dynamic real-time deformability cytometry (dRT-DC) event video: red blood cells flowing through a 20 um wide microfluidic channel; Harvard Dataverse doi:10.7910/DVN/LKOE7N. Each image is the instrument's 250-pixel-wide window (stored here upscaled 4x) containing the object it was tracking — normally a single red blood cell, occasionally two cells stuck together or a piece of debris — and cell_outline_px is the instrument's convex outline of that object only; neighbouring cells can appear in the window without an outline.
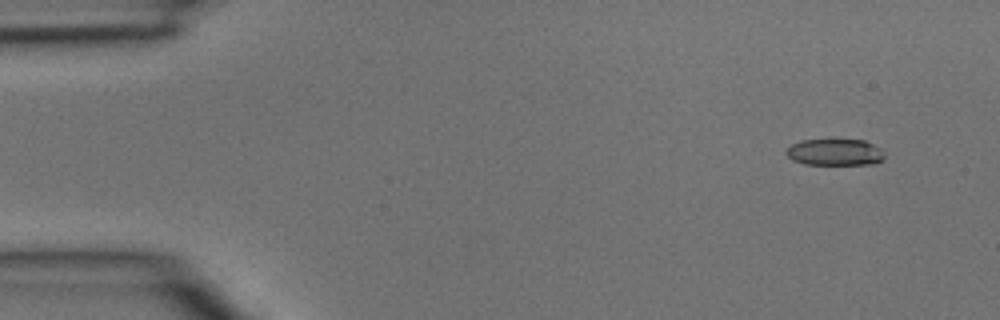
{"species": "common noctule bat (a hibernating species)", "species_latin": "Nyctalus noctula", "temperature_condition": "room temperature", "stored_images_in_passage": 5, "camera_frame_rate_fps": 3000, "um_per_image_px": 0.085, "animal": {"sex": "male", "body_mass_g": 15.6}, "frame": {"image": 1, "passage_image": 1, "time_ms": 0.0, "image_size_px": [1000, 320], "cell_outline_px": [[884, 156], [876, 164], [804, 164], [792, 160], [784, 152], [792, 144], [800, 140], [864, 140], [880, 148], [884, 152]], "centroid_in_image_um": [70.95, 12.94], "position_along_channel_um": 14.1, "area_um2": 15.14}}
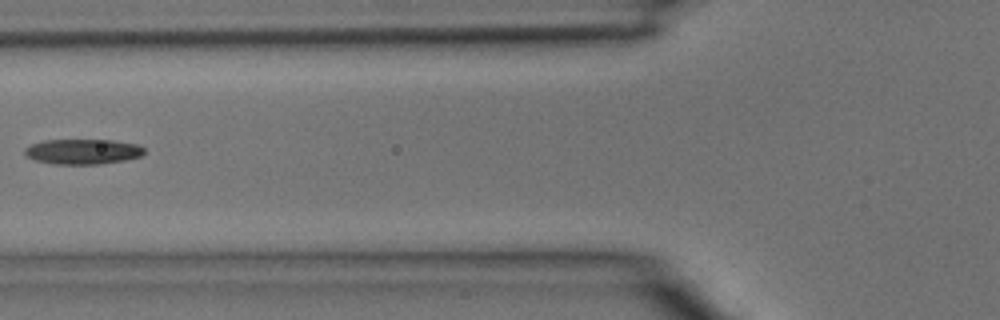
{"frame": {"image": 2, "passage_image": 5, "time_ms": 1.333, "image_size_px": [1000, 320], "cell_outline_px": [[144, 152], [140, 156], [124, 160], [100, 164], [56, 164], [36, 160], [28, 156], [24, 152], [24, 148], [32, 144], [44, 140], [112, 140], [136, 144], [144, 148]], "centroid_in_image_um": [7.03, 12.88], "position_along_channel_um": 118.8, "area_um2": 17.34}}